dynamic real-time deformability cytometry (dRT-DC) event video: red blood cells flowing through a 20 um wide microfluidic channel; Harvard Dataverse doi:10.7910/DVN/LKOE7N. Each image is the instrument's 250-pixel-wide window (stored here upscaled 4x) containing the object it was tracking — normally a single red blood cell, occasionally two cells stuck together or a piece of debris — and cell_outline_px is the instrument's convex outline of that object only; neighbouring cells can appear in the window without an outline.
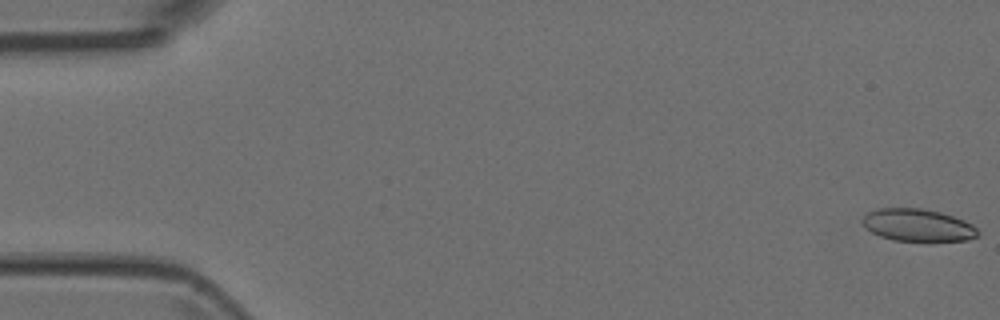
{"species": "Egyptian fruit bat (a non-hibernating species)", "species_latin": "Rousettus aegyptiacus", "temperature_condition": "room temperature", "stored_images_in_passage": 51, "camera_frame_rate_fps": 3000, "um_per_image_px": 0.085, "animal": {"sex": "female"}, "frame": {"image": 1, "passage_image": 1, "time_ms": 0.0, "image_size_px": [1000, 320], "cell_outline_px": [[980, 236], [968, 240], [896, 240], [880, 236], [872, 232], [860, 220], [868, 212], [876, 208], [920, 208], [940, 212], [964, 220], [972, 224], [980, 232]], "centroid_in_image_um": [78.03, 19.12], "position_along_channel_um": 7.0, "area_um2": 21.56}}
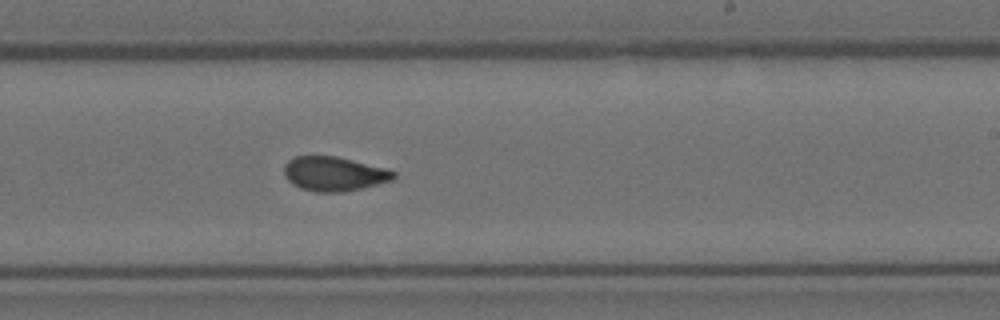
{"frame": {"image": 2, "passage_image": 31, "time_ms": 10.0, "image_size_px": [1000, 320], "cell_outline_px": [[396, 176], [392, 180], [360, 188], [340, 192], [316, 192], [300, 188], [292, 184], [284, 176], [284, 164], [288, 160], [296, 156], [336, 156], [388, 168], [396, 172]], "centroid_in_image_um": [28.38, 14.76], "position_along_channel_um": 260.6, "area_um2": 21.96}}
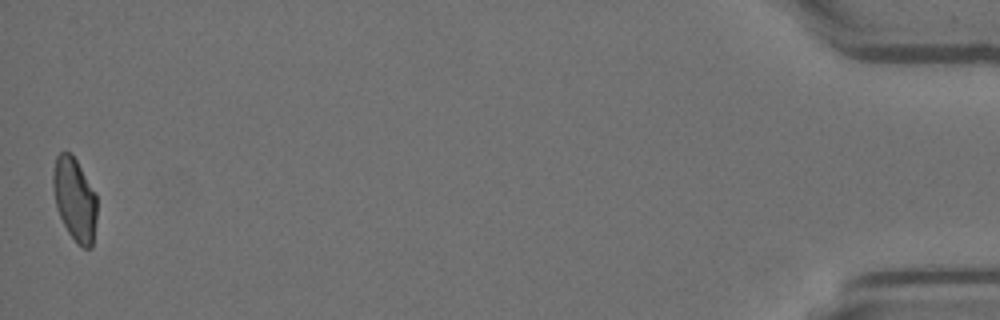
{"frame": {"image": 3, "passage_image": 51, "time_ms": 16.667, "image_size_px": [1000, 320], "cell_outline_px": [[96, 220], [92, 248], [84, 248], [76, 244], [68, 232], [56, 208], [52, 188], [52, 176], [56, 156], [60, 152], [68, 152], [76, 160], [96, 192]], "centroid_in_image_um": [6.34, 16.96], "position_along_channel_um": 428.9, "area_um2": 21.39}}